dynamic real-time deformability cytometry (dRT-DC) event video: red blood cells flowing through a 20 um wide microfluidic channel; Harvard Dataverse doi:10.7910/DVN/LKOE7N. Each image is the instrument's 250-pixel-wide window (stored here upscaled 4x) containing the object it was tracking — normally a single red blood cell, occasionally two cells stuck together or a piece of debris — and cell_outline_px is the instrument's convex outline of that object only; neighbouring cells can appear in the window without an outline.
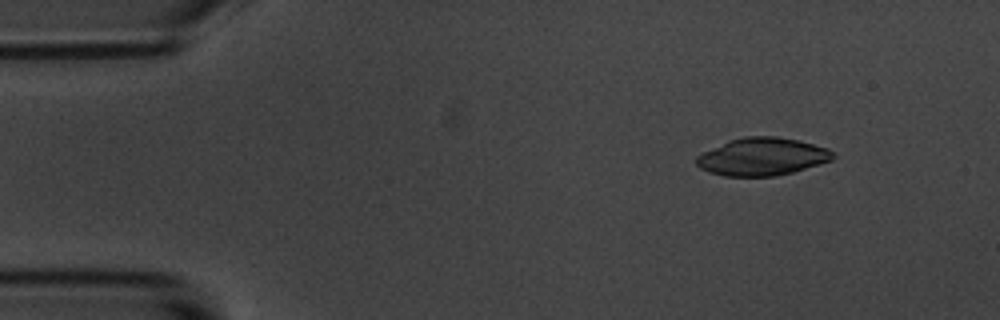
{"species": "common noctule bat (a hibernating species)", "species_latin": "Nyctalus noctula", "temperature_condition": "room temperature", "stored_images_in_passage": 11, "camera_frame_rate_fps": 3000, "um_per_image_px": 0.085, "animal": {"sex": "male", "body_mass_g": 20.1, "forearm_length_mm": 53.5}, "frame": {"image": 1, "passage_image": 2, "time_ms": 2.0, "image_size_px": [1000, 320], "cell_outline_px": [[836, 156], [832, 160], [820, 164], [792, 172], [776, 176], [724, 176], [708, 172], [700, 168], [696, 164], [696, 156], [728, 140], [744, 136], [776, 136], [800, 140], [828, 148]], "centroid_in_image_um": [64.79, 13.31], "position_along_channel_um": 20.2, "area_um2": 30.11}}